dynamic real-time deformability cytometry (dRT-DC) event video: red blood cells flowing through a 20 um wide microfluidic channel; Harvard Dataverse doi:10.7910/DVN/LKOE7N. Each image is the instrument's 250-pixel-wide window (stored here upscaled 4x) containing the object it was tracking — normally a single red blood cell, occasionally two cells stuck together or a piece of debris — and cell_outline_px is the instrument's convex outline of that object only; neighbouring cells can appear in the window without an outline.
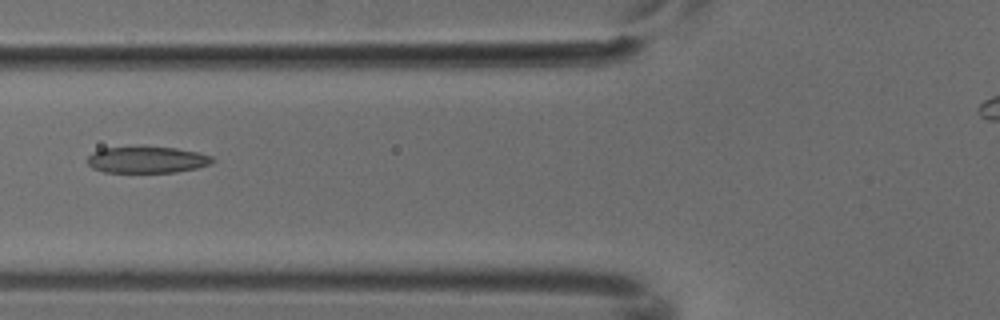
{"species": "common noctule bat (a hibernating species)", "species_latin": "Nyctalus noctula", "temperature_condition": "cold", "stored_images_in_passage": 5, "camera_frame_rate_fps": 3000, "um_per_image_px": 0.085, "animal": {"sex": "male", "body_mass_g": 18.8}, "frame": {"image": 1, "passage_image": 5, "time_ms": 1.333, "image_size_px": [1000, 320], "cell_outline_px": [[216, 160], [212, 164], [196, 168], [176, 172], [104, 172], [92, 168], [88, 164], [88, 156], [92, 152], [104, 148], [144, 144], [176, 148], [200, 152], [212, 156]], "centroid_in_image_um": [12.52, 13.54], "position_along_channel_um": 113.3, "area_um2": 20.11}}